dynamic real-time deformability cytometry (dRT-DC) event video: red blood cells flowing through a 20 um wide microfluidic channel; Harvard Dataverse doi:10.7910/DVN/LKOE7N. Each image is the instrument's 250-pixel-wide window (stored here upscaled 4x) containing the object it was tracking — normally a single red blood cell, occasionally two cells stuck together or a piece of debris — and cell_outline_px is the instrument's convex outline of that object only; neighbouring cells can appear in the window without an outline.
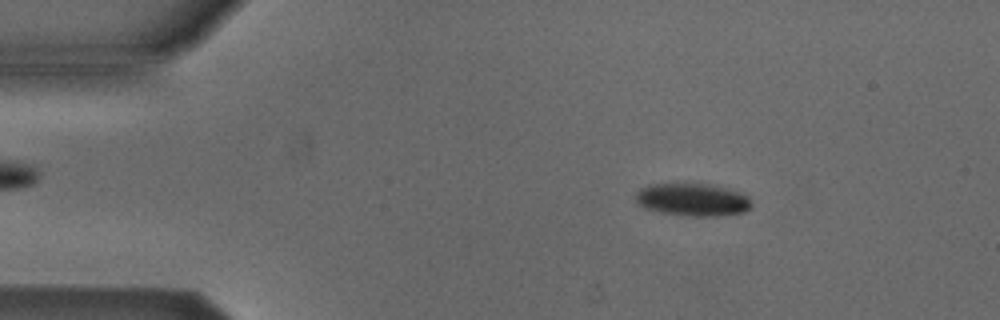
{"species": "Egyptian fruit bat (a non-hibernating species)", "species_latin": "Rousettus aegyptiacus", "temperature_condition": "cold", "stored_images_in_passage": 52, "camera_frame_rate_fps": 3000, "um_per_image_px": 0.085, "animal": {"sex": "male"}, "frame": {"image": 1, "passage_image": 8, "time_ms": 2.333, "image_size_px": [1000, 320], "cell_outline_px": [[752, 208], [744, 212], [716, 216], [684, 216], [660, 212], [644, 208], [636, 204], [632, 196], [640, 188], [648, 184], [712, 184], [744, 192], [752, 200]], "centroid_in_image_um": [58.86, 16.97], "position_along_channel_um": 26.1, "area_um2": 22.72}}
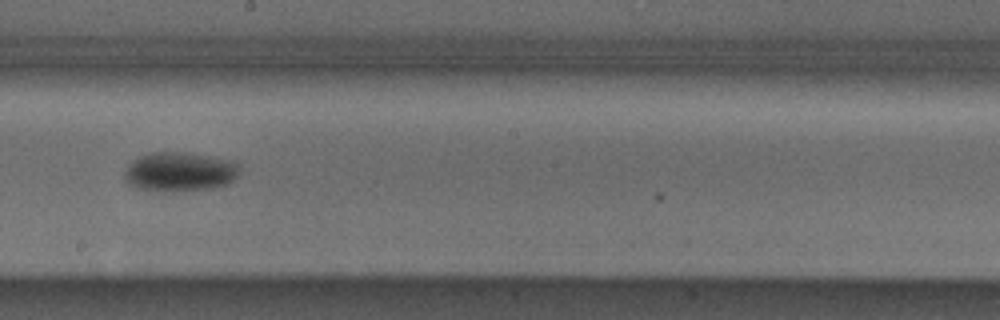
{"frame": {"image": 2, "passage_image": 29, "time_ms": 9.333, "image_size_px": [1000, 320], "cell_outline_px": [[240, 168], [236, 176], [228, 184], [216, 188], [164, 192], [156, 192], [136, 188], [128, 184], [124, 180], [124, 172], [128, 164], [132, 160], [148, 152], [184, 152], [208, 156], [228, 160], [236, 164]], "centroid_in_image_um": [15.2, 14.62], "position_along_channel_um": 233.0, "area_um2": 26.65}}
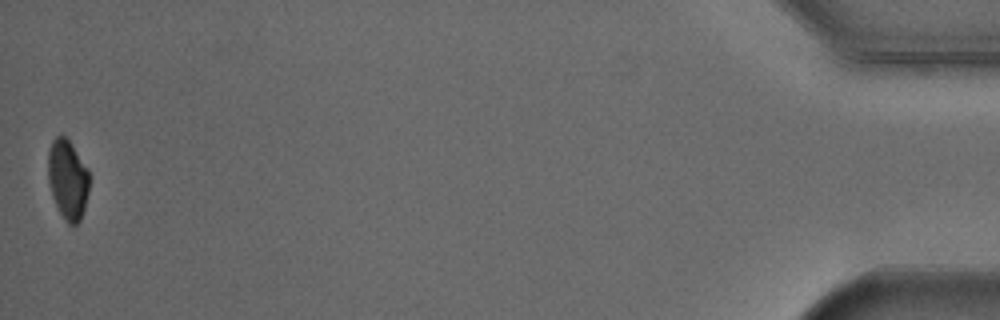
{"frame": {"image": 3, "passage_image": 52, "time_ms": 17.0, "image_size_px": [1000, 320], "cell_outline_px": [[88, 192], [84, 208], [80, 220], [76, 224], [68, 224], [60, 212], [52, 196], [48, 180], [48, 152], [52, 140], [56, 136], [64, 136], [72, 144], [88, 168]], "centroid_in_image_um": [5.75, 15.23], "position_along_channel_um": 429.5, "area_um2": 18.96}, "authors_computed_cell_mechanics": {"area_um2": 23.0622, "velocity_mm_per_s": 3.868, "shape_relaxation_time_tau1_ms": 1.8373, "shape_relaxation_time_tau2_ms": null, "deformation_change_tau1": 0.0767, "deformation_change_tau2": null}}